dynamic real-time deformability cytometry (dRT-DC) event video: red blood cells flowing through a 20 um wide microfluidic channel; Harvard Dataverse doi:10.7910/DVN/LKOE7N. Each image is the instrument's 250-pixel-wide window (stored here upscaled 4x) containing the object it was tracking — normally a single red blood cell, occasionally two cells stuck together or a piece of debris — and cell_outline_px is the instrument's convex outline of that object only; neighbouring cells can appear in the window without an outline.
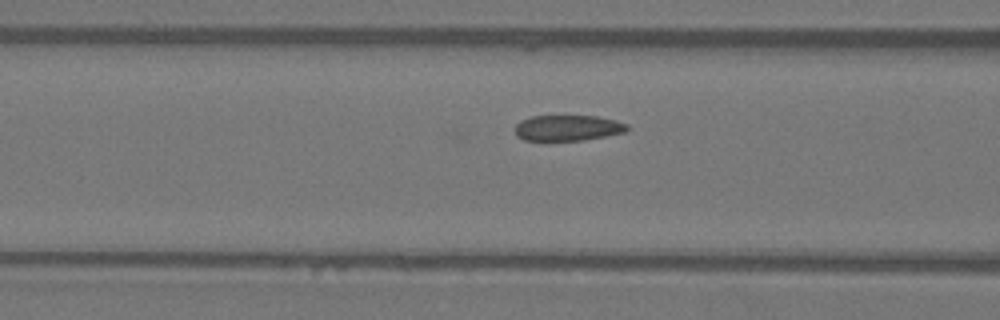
{"species": "Egyptian fruit bat (a non-hibernating species)", "species_latin": "Rousettus aegyptiacus", "temperature_condition": "warm", "stored_images_in_passage": 6, "camera_frame_rate_fps": 3000, "um_per_image_px": 0.085, "animal": {"sex": "female"}, "frame": {"image": 1, "passage_image": 4, "time_ms": 1.0, "image_size_px": [1000, 320], "cell_outline_px": [[628, 128], [624, 132], [584, 140], [524, 140], [516, 136], [516, 124], [520, 120], [532, 116], [596, 116], [616, 120], [628, 124]], "centroid_in_image_um": [48.25, 10.87], "position_along_channel_um": 118.4, "area_um2": 16.7}}